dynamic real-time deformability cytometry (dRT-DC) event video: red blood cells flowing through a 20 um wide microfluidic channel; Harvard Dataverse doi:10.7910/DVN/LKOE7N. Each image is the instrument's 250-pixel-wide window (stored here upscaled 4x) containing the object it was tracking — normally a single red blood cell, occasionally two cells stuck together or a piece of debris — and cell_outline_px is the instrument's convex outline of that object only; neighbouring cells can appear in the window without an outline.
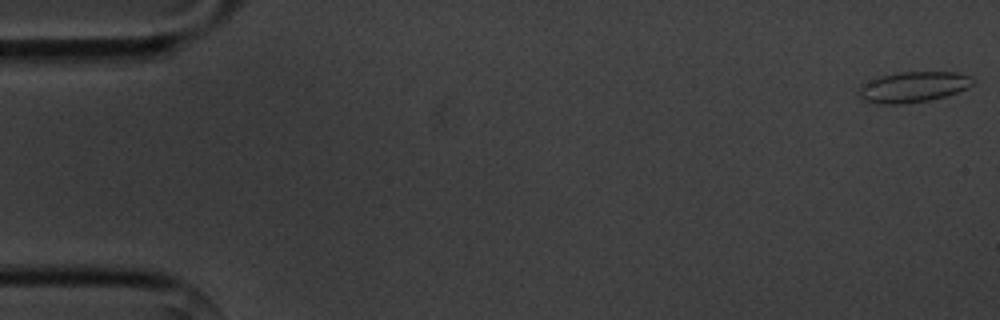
{"species": "common noctule bat (a hibernating species)", "species_latin": "Nyctalus noctula", "temperature_condition": "cold", "stored_images_in_passage": 5, "camera_frame_rate_fps": 3000, "um_per_image_px": 0.085, "animal": {"sex": "male", "body_mass_g": 20.1, "forearm_length_mm": 53.5}, "frame": {"image": 1, "passage_image": 1, "time_ms": 0.0, "image_size_px": [1000, 320], "cell_outline_px": [[976, 80], [968, 88], [944, 96], [928, 100], [900, 104], [884, 104], [864, 100], [860, 96], [860, 84], [880, 76], [900, 72], [956, 72], [972, 76]], "centroid_in_image_um": [77.65, 7.37], "position_along_channel_um": 7.3, "area_um2": 20.17}}
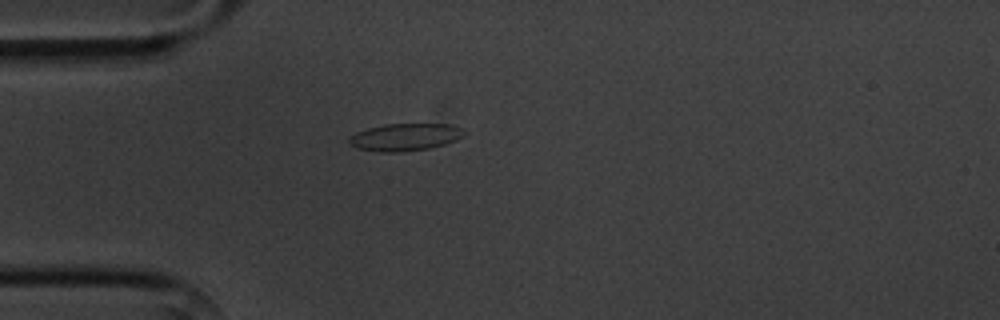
{"frame": {"image": 2, "passage_image": 5, "time_ms": 4.667, "image_size_px": [1000, 320], "cell_outline_px": [[464, 136], [456, 140], [444, 144], [428, 148], [396, 152], [380, 152], [356, 148], [348, 144], [348, 140], [356, 132], [368, 128], [384, 124], [452, 124], [464, 128]], "centroid_in_image_um": [34.43, 11.64], "position_along_channel_um": 50.6, "area_um2": 18.32}}